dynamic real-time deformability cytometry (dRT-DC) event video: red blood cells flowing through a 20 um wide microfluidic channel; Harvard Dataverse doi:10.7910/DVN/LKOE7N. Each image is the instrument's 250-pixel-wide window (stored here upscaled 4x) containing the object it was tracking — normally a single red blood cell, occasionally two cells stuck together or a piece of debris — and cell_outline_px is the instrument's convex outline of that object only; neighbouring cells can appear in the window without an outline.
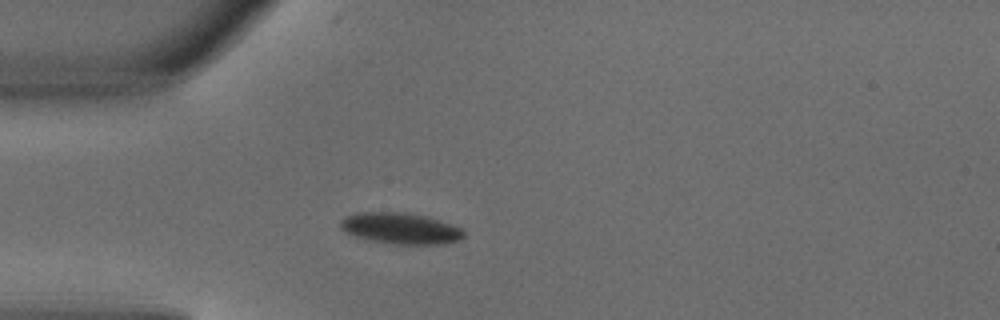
{"species": "common noctule bat (a hibernating species)", "species_latin": "Nyctalus noctula", "temperature_condition": "warm", "stored_images_in_passage": 3, "camera_frame_rate_fps": 3000, "um_per_image_px": 0.085, "animal": {"sex": "male", "body_mass_g": 18.8}, "frame": {"image": 1, "passage_image": 3, "time_ms": 0.667, "image_size_px": [1000, 320], "cell_outline_px": [[464, 236], [460, 240], [440, 244], [396, 244], [372, 240], [356, 236], [344, 232], [340, 228], [340, 220], [344, 216], [356, 212], [404, 212], [424, 216], [460, 228], [464, 232]], "centroid_in_image_um": [33.98, 19.4], "position_along_channel_um": 51.0, "area_um2": 22.14}}